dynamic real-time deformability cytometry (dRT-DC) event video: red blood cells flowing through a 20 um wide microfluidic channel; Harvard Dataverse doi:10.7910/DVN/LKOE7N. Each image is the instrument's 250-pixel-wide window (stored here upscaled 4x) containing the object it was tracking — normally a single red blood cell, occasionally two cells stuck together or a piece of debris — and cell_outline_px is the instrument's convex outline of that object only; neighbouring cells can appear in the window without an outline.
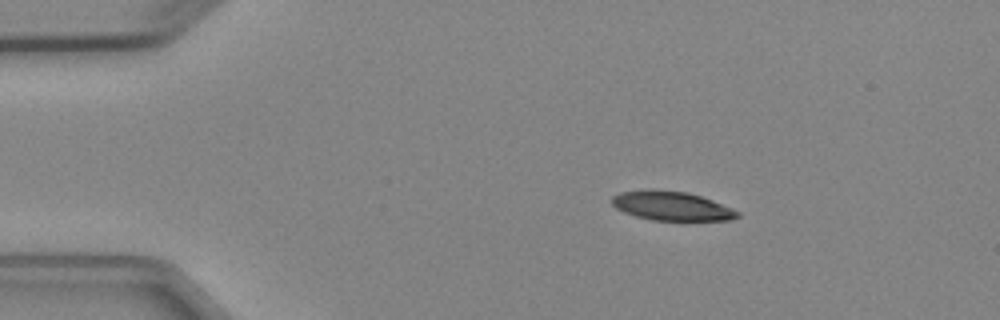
{"species": "Egyptian fruit bat (a non-hibernating species)", "species_latin": "Rousettus aegyptiacus", "temperature_condition": "cold", "stored_images_in_passage": 4, "camera_frame_rate_fps": 3000, "um_per_image_px": 0.085, "animal": {"sex": "female"}, "frame": {"image": 1, "passage_image": 1, "time_ms": 0.0, "image_size_px": [1000, 320], "cell_outline_px": [[740, 216], [732, 220], [652, 220], [636, 216], [624, 212], [616, 208], [612, 204], [612, 196], [620, 192], [644, 188], [652, 188], [688, 192], [712, 200], [732, 208], [740, 212]], "centroid_in_image_um": [57.06, 17.48], "position_along_channel_um": 27.9, "area_um2": 21.56}}
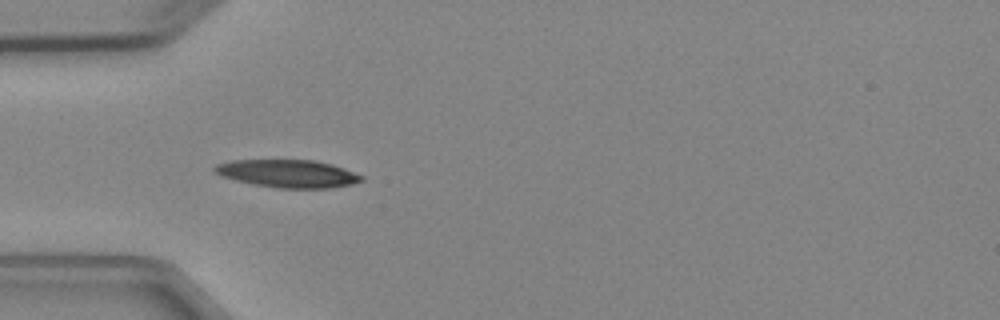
{"frame": {"image": 2, "passage_image": 3, "time_ms": 2.333, "image_size_px": [1000, 320], "cell_outline_px": [[364, 180], [352, 184], [332, 188], [276, 188], [252, 184], [220, 176], [212, 172], [212, 168], [216, 164], [232, 160], [312, 160], [332, 164], [344, 168], [364, 176]], "centroid_in_image_um": [24.45, 14.76], "position_along_channel_um": 60.6, "area_um2": 23.99}}